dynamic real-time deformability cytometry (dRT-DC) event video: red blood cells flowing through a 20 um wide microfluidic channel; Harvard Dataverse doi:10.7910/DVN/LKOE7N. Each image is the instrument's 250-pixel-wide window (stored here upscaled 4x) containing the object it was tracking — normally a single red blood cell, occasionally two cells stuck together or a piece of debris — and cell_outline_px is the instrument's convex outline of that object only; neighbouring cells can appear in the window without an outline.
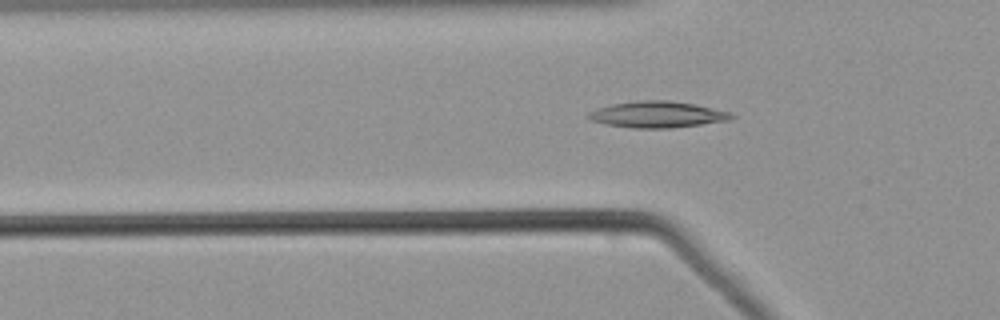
{"species": "common noctule bat (a hibernating species)", "species_latin": "Nyctalus noctula", "temperature_condition": "warm", "stored_images_in_passage": 54, "camera_frame_rate_fps": 3000, "um_per_image_px": 0.085, "animal": {"sex": "male", "body_mass_g": 21.5, "forearm_length_mm": 52.0}, "frame": {"image": 1, "passage_image": 18, "time_ms": 5.667, "image_size_px": [1000, 320], "cell_outline_px": [[736, 116], [728, 120], [672, 128], [632, 128], [608, 124], [588, 120], [584, 116], [588, 112], [596, 108], [612, 104], [640, 100], [668, 100], [696, 104], [732, 112]], "centroid_in_image_um": [55.85, 9.72], "position_along_channel_um": 70.0, "area_um2": 22.08}}
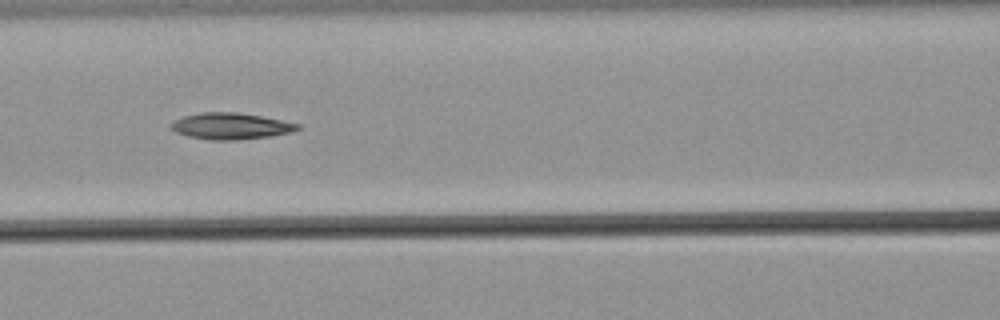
{"frame": {"image": 2, "passage_image": 24, "time_ms": 7.667, "image_size_px": [1000, 320], "cell_outline_px": [[300, 128], [288, 132], [268, 136], [236, 140], [212, 140], [188, 136], [176, 132], [168, 128], [168, 124], [172, 120], [184, 116], [200, 112], [236, 112], [260, 116], [300, 124]], "centroid_in_image_um": [19.51, 10.71], "position_along_channel_um": 147.1, "area_um2": 19.36}}
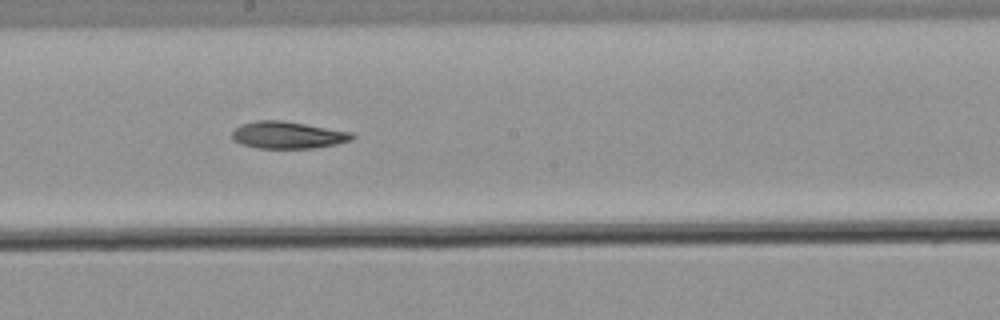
{"frame": {"image": 3, "passage_image": 30, "time_ms": 9.667, "image_size_px": [1000, 320], "cell_outline_px": [[356, 136], [352, 140], [336, 144], [312, 148], [256, 148], [232, 140], [232, 132], [236, 128], [244, 124], [256, 120], [280, 120], [352, 132]], "centroid_in_image_um": [24.48, 11.48], "position_along_channel_um": 223.7, "area_um2": 18.73}}